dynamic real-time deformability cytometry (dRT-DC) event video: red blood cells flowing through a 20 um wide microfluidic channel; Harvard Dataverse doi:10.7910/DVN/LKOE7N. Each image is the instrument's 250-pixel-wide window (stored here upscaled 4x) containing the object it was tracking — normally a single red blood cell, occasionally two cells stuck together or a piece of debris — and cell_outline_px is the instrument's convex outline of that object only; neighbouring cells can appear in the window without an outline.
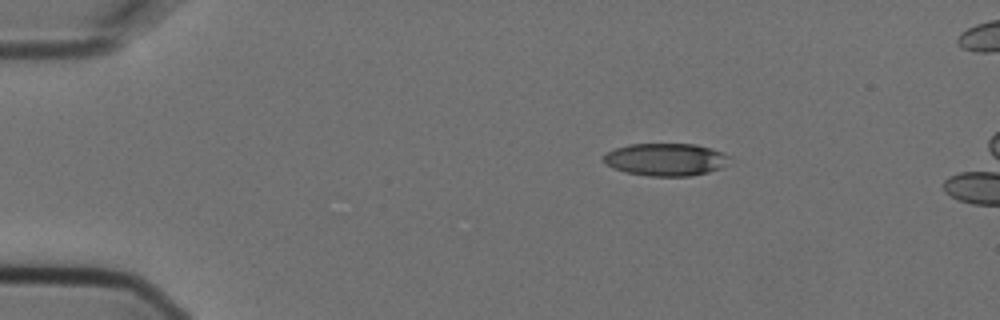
{"species": "Egyptian fruit bat (a non-hibernating species)", "species_latin": "Rousettus aegyptiacus", "temperature_condition": "cold", "stored_images_in_passage": 4, "camera_frame_rate_fps": 3000, "um_per_image_px": 0.085, "animal": {"sex": "female"}, "frame": {"image": 1, "passage_image": 1, "time_ms": 0.0, "image_size_px": [1000, 320], "cell_outline_px": [[732, 156], [720, 168], [708, 172], [692, 176], [648, 176], [624, 172], [612, 168], [604, 164], [600, 156], [616, 148], [628, 144], [696, 144], [712, 148], [724, 152]], "centroid_in_image_um": [56.55, 13.56], "position_along_channel_um": 28.5, "area_um2": 24.22}}